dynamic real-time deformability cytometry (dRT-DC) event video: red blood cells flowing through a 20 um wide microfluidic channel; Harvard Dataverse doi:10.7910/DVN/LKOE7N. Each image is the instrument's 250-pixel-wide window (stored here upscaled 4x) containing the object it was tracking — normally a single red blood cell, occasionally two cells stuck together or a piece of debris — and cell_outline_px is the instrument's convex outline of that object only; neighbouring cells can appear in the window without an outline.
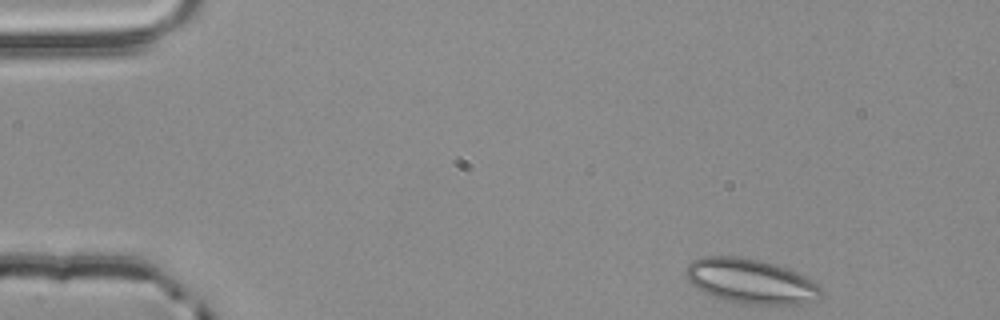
{"species": "common noctule bat (a hibernating species)", "species_latin": "Nyctalus noctula", "temperature_condition": "room temperature", "stored_images_in_passage": 50, "camera_frame_rate_fps": 3000, "um_per_image_px": 0.085, "animal": {"sex": "male", "body_mass_g": 20.4}, "frame": {"image": 1, "passage_image": 1, "time_ms": 0.0, "image_size_px": [1000, 320], "cell_outline_px": [[824, 296], [820, 300], [804, 304], [748, 304], [724, 300], [712, 296], [688, 284], [684, 276], [684, 268], [692, 260], [704, 256], [736, 256], [760, 260], [776, 264], [788, 268], [808, 276], [824, 292]], "centroid_in_image_um": [63.81, 23.9], "position_along_channel_um": 21.2, "area_um2": 36.07}}
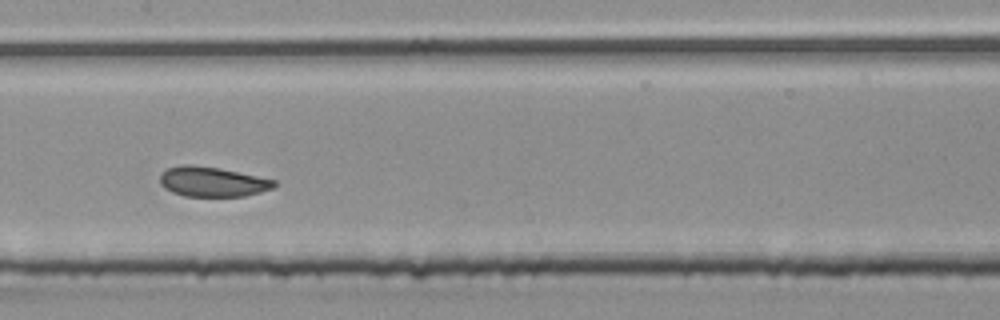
{"frame": {"image": 2, "passage_image": 22, "time_ms": 7.0, "image_size_px": [1000, 320], "cell_outline_px": [[276, 184], [272, 188], [260, 192], [244, 196], [184, 196], [172, 192], [164, 188], [160, 184], [160, 172], [168, 168], [184, 164], [192, 164], [220, 168], [276, 180]], "centroid_in_image_um": [18.01, 15.44], "position_along_channel_um": 189.4, "area_um2": 19.94}}
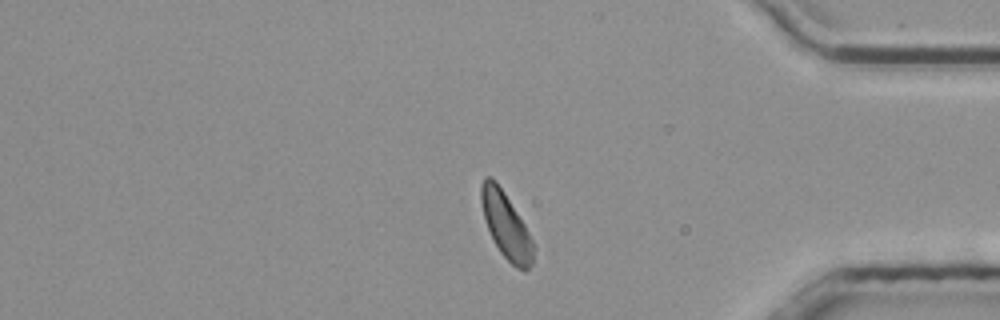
{"frame": {"image": 3, "passage_image": 40, "time_ms": 13.0, "image_size_px": [1000, 320], "cell_outline_px": [[536, 248], [532, 264], [524, 272], [516, 268], [500, 252], [492, 240], [484, 216], [480, 200], [480, 184], [484, 176], [492, 176], [496, 180], [504, 192], [524, 224]], "centroid_in_image_um": [43.01, 19.16], "position_along_channel_um": 392.2, "area_um2": 20.17}, "authors_computed_cell_mechanics": {"area_um2": 20.4034, "velocity_mm_per_s": 3.8136, "shape_relaxation_time_tau1_ms": 5.4482, "shape_relaxation_time_tau2_ms": 1.0761, "deformation_change_tau1": 0.0925, "deformation_change_tau2": 0.0662}}